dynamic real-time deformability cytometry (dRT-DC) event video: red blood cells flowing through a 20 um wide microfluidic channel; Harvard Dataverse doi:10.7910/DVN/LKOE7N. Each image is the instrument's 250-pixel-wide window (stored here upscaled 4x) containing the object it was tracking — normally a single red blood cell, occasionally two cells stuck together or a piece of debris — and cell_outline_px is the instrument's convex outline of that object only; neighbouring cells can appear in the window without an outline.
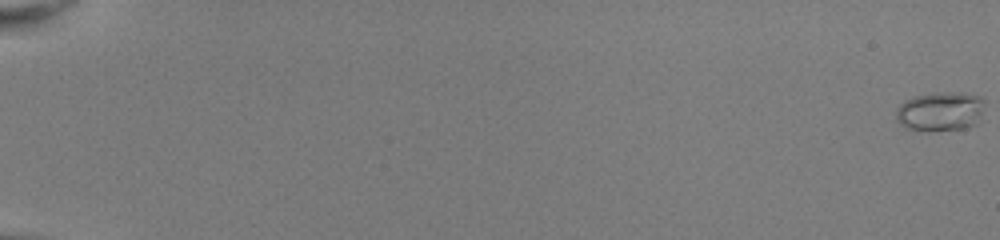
{"species": "common noctule bat (a hibernating species)", "species_latin": "Nyctalus noctula", "temperature_condition": "room temperature", "stored_images_in_passage": 54, "camera_frame_rate_fps": 3000, "um_per_image_px": 0.085, "animal": {"sex": "female", "body_mass_g": 22.0, "forearm_length_mm": 56.7}, "frame": {"image": 1, "passage_image": 1, "time_ms": 0.0, "image_size_px": [1000, 240], "cell_outline_px": [[984, 104], [976, 124], [964, 128], [904, 128], [896, 120], [896, 108], [904, 100], [916, 96], [940, 92], [960, 92], [980, 96], [984, 100]], "centroid_in_image_um": [79.92, 9.41], "position_along_channel_um": 5.1, "area_um2": 19.65}}
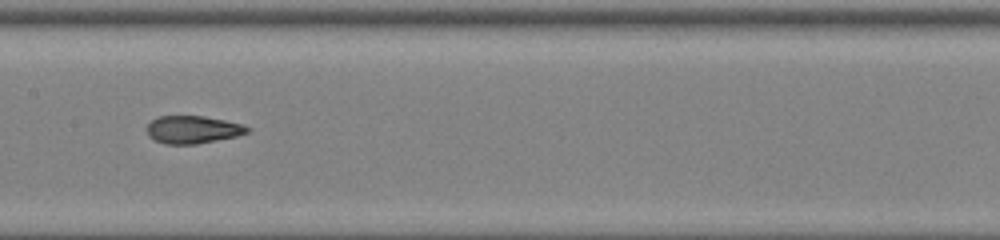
{"frame": {"image": 2, "passage_image": 31, "time_ms": 10.0, "image_size_px": [1000, 240], "cell_outline_px": [[252, 128], [248, 132], [236, 136], [196, 144], [164, 144], [148, 136], [148, 124], [152, 120], [160, 116], [204, 116], [244, 124]], "centroid_in_image_um": [16.41, 11.01], "position_along_channel_um": 191.0, "area_um2": 16.13}}
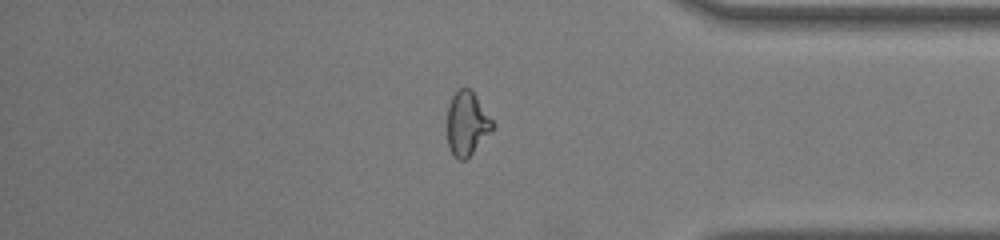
{"frame": {"image": 3, "passage_image": 47, "time_ms": 15.333, "image_size_px": [1000, 240], "cell_outline_px": [[496, 124], [472, 152], [464, 160], [460, 160], [448, 148], [448, 104], [452, 96], [460, 88], [472, 88]], "centroid_in_image_um": [39.7, 10.43], "position_along_channel_um": 395.5, "area_um2": 16.7}, "authors_computed_cell_mechanics": {"area_um2": 17.1955, "velocity_mm_per_s": 4.0547, "shape_relaxation_time_tau1_ms": null, "shape_relaxation_time_tau2_ms": 0.9267, "deformation_change_tau1": null, "deformation_change_tau2": 0.0604}}